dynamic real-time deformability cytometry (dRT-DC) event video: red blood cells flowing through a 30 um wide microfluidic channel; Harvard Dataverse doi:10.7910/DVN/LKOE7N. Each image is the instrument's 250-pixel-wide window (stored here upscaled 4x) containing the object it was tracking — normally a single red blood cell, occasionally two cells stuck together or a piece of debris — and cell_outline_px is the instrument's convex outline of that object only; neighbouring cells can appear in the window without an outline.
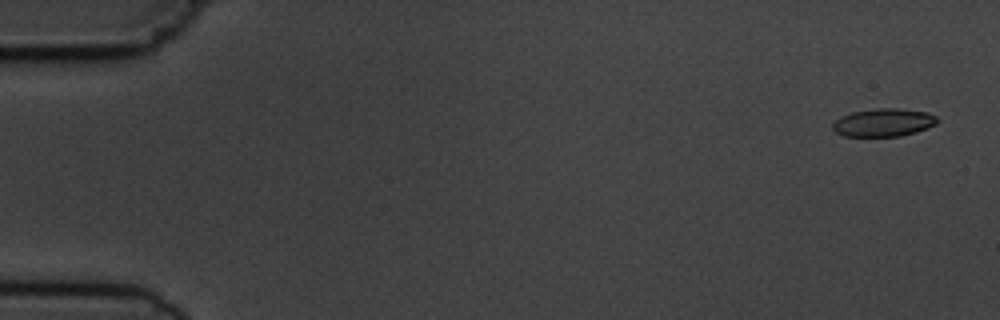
{"species": "common noctule bat (a hibernating species)", "species_latin": "Nyctalus noctula", "temperature_condition": "cold", "stored_images_in_passage": 4, "camera_frame_rate_fps": 3000, "um_per_image_px": 0.085, "animal": {"sex": "male", "body_mass_g": 19.5, "forearm_length_mm": 54.6}, "frame": {"image": 1, "passage_image": 1, "time_ms": 0.0, "image_size_px": [1000, 320], "cell_outline_px": [[940, 120], [936, 124], [916, 132], [900, 136], [844, 136], [836, 132], [832, 128], [832, 124], [840, 116], [852, 112], [876, 108], [896, 108], [928, 112], [936, 116]], "centroid_in_image_um": [75.11, 10.41], "position_along_channel_um": 9.9, "area_um2": 17.11}}